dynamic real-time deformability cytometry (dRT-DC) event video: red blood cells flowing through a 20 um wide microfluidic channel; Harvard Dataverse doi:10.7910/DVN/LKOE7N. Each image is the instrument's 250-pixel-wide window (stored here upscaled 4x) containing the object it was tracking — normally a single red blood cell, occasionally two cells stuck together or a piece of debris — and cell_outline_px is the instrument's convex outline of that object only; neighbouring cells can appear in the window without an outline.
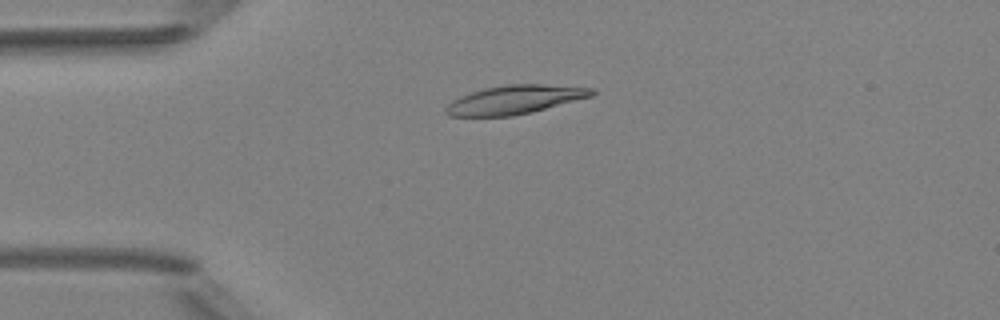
{"species": "Egyptian fruit bat (a non-hibernating species)", "species_latin": "Rousettus aegyptiacus", "temperature_condition": "room temperature", "stored_images_in_passage": 4, "camera_frame_rate_fps": 3000, "um_per_image_px": 0.085, "animal": {"sex": "female"}, "frame": {"image": 1, "passage_image": 4, "time_ms": 3.333, "image_size_px": [1000, 320], "cell_outline_px": [[596, 92], [592, 96], [532, 112], [512, 116], [448, 116], [444, 112], [444, 108], [452, 100], [460, 96], [484, 88], [508, 84], [544, 84], [596, 88]], "centroid_in_image_um": [43.76, 8.47], "position_along_channel_um": 41.2, "area_um2": 24.51}}